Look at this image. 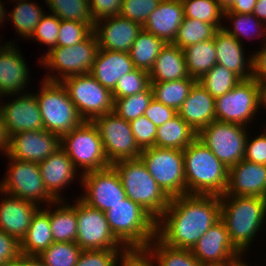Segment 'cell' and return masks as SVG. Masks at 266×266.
<instances>
[{
	"label": "cell",
	"mask_w": 266,
	"mask_h": 266,
	"mask_svg": "<svg viewBox=\"0 0 266 266\" xmlns=\"http://www.w3.org/2000/svg\"><path fill=\"white\" fill-rule=\"evenodd\" d=\"M21 256L20 242L10 234L0 230V266H5Z\"/></svg>",
	"instance_id": "cell-52"
},
{
	"label": "cell",
	"mask_w": 266,
	"mask_h": 266,
	"mask_svg": "<svg viewBox=\"0 0 266 266\" xmlns=\"http://www.w3.org/2000/svg\"><path fill=\"white\" fill-rule=\"evenodd\" d=\"M224 17L226 20L228 19L232 21L233 30L225 25H223L222 28L229 35H232L233 37H235L239 42L243 40L242 39L243 37L251 39L253 37L258 36L261 38L262 35H265L262 37L263 41L265 38V41L263 42V44L266 42V25L264 22L260 21L253 13L252 14H240L236 12H224Z\"/></svg>",
	"instance_id": "cell-40"
},
{
	"label": "cell",
	"mask_w": 266,
	"mask_h": 266,
	"mask_svg": "<svg viewBox=\"0 0 266 266\" xmlns=\"http://www.w3.org/2000/svg\"><path fill=\"white\" fill-rule=\"evenodd\" d=\"M9 159L6 177L0 183V191L13 197L33 202L52 204L56 199L47 191L41 177L39 163Z\"/></svg>",
	"instance_id": "cell-11"
},
{
	"label": "cell",
	"mask_w": 266,
	"mask_h": 266,
	"mask_svg": "<svg viewBox=\"0 0 266 266\" xmlns=\"http://www.w3.org/2000/svg\"><path fill=\"white\" fill-rule=\"evenodd\" d=\"M177 114L178 113L174 108L166 106L156 101L154 98L144 112V116L149 118L156 127L163 125Z\"/></svg>",
	"instance_id": "cell-54"
},
{
	"label": "cell",
	"mask_w": 266,
	"mask_h": 266,
	"mask_svg": "<svg viewBox=\"0 0 266 266\" xmlns=\"http://www.w3.org/2000/svg\"><path fill=\"white\" fill-rule=\"evenodd\" d=\"M53 242L49 215L40 208L33 216L27 233L20 242L21 255L37 256Z\"/></svg>",
	"instance_id": "cell-31"
},
{
	"label": "cell",
	"mask_w": 266,
	"mask_h": 266,
	"mask_svg": "<svg viewBox=\"0 0 266 266\" xmlns=\"http://www.w3.org/2000/svg\"><path fill=\"white\" fill-rule=\"evenodd\" d=\"M196 82L189 76L169 82H150V86L156 101L178 111Z\"/></svg>",
	"instance_id": "cell-36"
},
{
	"label": "cell",
	"mask_w": 266,
	"mask_h": 266,
	"mask_svg": "<svg viewBox=\"0 0 266 266\" xmlns=\"http://www.w3.org/2000/svg\"><path fill=\"white\" fill-rule=\"evenodd\" d=\"M191 252L202 265H222L243 258L232 244L221 219L198 239Z\"/></svg>",
	"instance_id": "cell-18"
},
{
	"label": "cell",
	"mask_w": 266,
	"mask_h": 266,
	"mask_svg": "<svg viewBox=\"0 0 266 266\" xmlns=\"http://www.w3.org/2000/svg\"><path fill=\"white\" fill-rule=\"evenodd\" d=\"M113 100V112L130 122L144 115L145 110L153 100V91L151 86H149L140 93L122 98H113Z\"/></svg>",
	"instance_id": "cell-44"
},
{
	"label": "cell",
	"mask_w": 266,
	"mask_h": 266,
	"mask_svg": "<svg viewBox=\"0 0 266 266\" xmlns=\"http://www.w3.org/2000/svg\"><path fill=\"white\" fill-rule=\"evenodd\" d=\"M34 93L45 130L60 138L84 122L61 82L43 80Z\"/></svg>",
	"instance_id": "cell-6"
},
{
	"label": "cell",
	"mask_w": 266,
	"mask_h": 266,
	"mask_svg": "<svg viewBox=\"0 0 266 266\" xmlns=\"http://www.w3.org/2000/svg\"><path fill=\"white\" fill-rule=\"evenodd\" d=\"M184 18L181 0H161L157 8L148 16L143 29L166 43H172Z\"/></svg>",
	"instance_id": "cell-26"
},
{
	"label": "cell",
	"mask_w": 266,
	"mask_h": 266,
	"mask_svg": "<svg viewBox=\"0 0 266 266\" xmlns=\"http://www.w3.org/2000/svg\"><path fill=\"white\" fill-rule=\"evenodd\" d=\"M154 262V266H203L191 250L171 248L156 237L144 249Z\"/></svg>",
	"instance_id": "cell-35"
},
{
	"label": "cell",
	"mask_w": 266,
	"mask_h": 266,
	"mask_svg": "<svg viewBox=\"0 0 266 266\" xmlns=\"http://www.w3.org/2000/svg\"><path fill=\"white\" fill-rule=\"evenodd\" d=\"M5 266H28V256H21L17 260L9 262Z\"/></svg>",
	"instance_id": "cell-60"
},
{
	"label": "cell",
	"mask_w": 266,
	"mask_h": 266,
	"mask_svg": "<svg viewBox=\"0 0 266 266\" xmlns=\"http://www.w3.org/2000/svg\"><path fill=\"white\" fill-rule=\"evenodd\" d=\"M105 215L112 233L129 251L144 250L156 237V220L128 197Z\"/></svg>",
	"instance_id": "cell-4"
},
{
	"label": "cell",
	"mask_w": 266,
	"mask_h": 266,
	"mask_svg": "<svg viewBox=\"0 0 266 266\" xmlns=\"http://www.w3.org/2000/svg\"><path fill=\"white\" fill-rule=\"evenodd\" d=\"M61 147L60 137L45 129L23 131L9 137L6 156L21 161L40 163Z\"/></svg>",
	"instance_id": "cell-17"
},
{
	"label": "cell",
	"mask_w": 266,
	"mask_h": 266,
	"mask_svg": "<svg viewBox=\"0 0 266 266\" xmlns=\"http://www.w3.org/2000/svg\"><path fill=\"white\" fill-rule=\"evenodd\" d=\"M150 86L149 72L135 68L123 75L112 91L113 98H122L140 93Z\"/></svg>",
	"instance_id": "cell-45"
},
{
	"label": "cell",
	"mask_w": 266,
	"mask_h": 266,
	"mask_svg": "<svg viewBox=\"0 0 266 266\" xmlns=\"http://www.w3.org/2000/svg\"><path fill=\"white\" fill-rule=\"evenodd\" d=\"M111 166L120 177L126 197L157 220L168 207L170 198L158 186L142 160H120Z\"/></svg>",
	"instance_id": "cell-5"
},
{
	"label": "cell",
	"mask_w": 266,
	"mask_h": 266,
	"mask_svg": "<svg viewBox=\"0 0 266 266\" xmlns=\"http://www.w3.org/2000/svg\"><path fill=\"white\" fill-rule=\"evenodd\" d=\"M123 0H89L94 22L120 14Z\"/></svg>",
	"instance_id": "cell-53"
},
{
	"label": "cell",
	"mask_w": 266,
	"mask_h": 266,
	"mask_svg": "<svg viewBox=\"0 0 266 266\" xmlns=\"http://www.w3.org/2000/svg\"><path fill=\"white\" fill-rule=\"evenodd\" d=\"M247 127L213 121L197 133V138L227 167L231 168L244 159Z\"/></svg>",
	"instance_id": "cell-13"
},
{
	"label": "cell",
	"mask_w": 266,
	"mask_h": 266,
	"mask_svg": "<svg viewBox=\"0 0 266 266\" xmlns=\"http://www.w3.org/2000/svg\"><path fill=\"white\" fill-rule=\"evenodd\" d=\"M93 123L99 130L105 155L111 165L120 160L139 158L142 150L135 141L129 122L110 112L96 117Z\"/></svg>",
	"instance_id": "cell-15"
},
{
	"label": "cell",
	"mask_w": 266,
	"mask_h": 266,
	"mask_svg": "<svg viewBox=\"0 0 266 266\" xmlns=\"http://www.w3.org/2000/svg\"><path fill=\"white\" fill-rule=\"evenodd\" d=\"M93 30L85 23L61 19L57 47L76 45L84 41Z\"/></svg>",
	"instance_id": "cell-47"
},
{
	"label": "cell",
	"mask_w": 266,
	"mask_h": 266,
	"mask_svg": "<svg viewBox=\"0 0 266 266\" xmlns=\"http://www.w3.org/2000/svg\"><path fill=\"white\" fill-rule=\"evenodd\" d=\"M260 108L261 85L254 78L240 81L231 91L215 99L216 120L220 122L247 127Z\"/></svg>",
	"instance_id": "cell-10"
},
{
	"label": "cell",
	"mask_w": 266,
	"mask_h": 266,
	"mask_svg": "<svg viewBox=\"0 0 266 266\" xmlns=\"http://www.w3.org/2000/svg\"><path fill=\"white\" fill-rule=\"evenodd\" d=\"M68 201L56 200L52 204L56 205V209L43 208L49 215L50 227L54 242H76L77 238V217H76V201L70 205ZM51 205V207H50Z\"/></svg>",
	"instance_id": "cell-30"
},
{
	"label": "cell",
	"mask_w": 266,
	"mask_h": 266,
	"mask_svg": "<svg viewBox=\"0 0 266 266\" xmlns=\"http://www.w3.org/2000/svg\"><path fill=\"white\" fill-rule=\"evenodd\" d=\"M188 77L183 49L166 43L149 71L150 82H169Z\"/></svg>",
	"instance_id": "cell-29"
},
{
	"label": "cell",
	"mask_w": 266,
	"mask_h": 266,
	"mask_svg": "<svg viewBox=\"0 0 266 266\" xmlns=\"http://www.w3.org/2000/svg\"><path fill=\"white\" fill-rule=\"evenodd\" d=\"M9 147V136L7 134L4 119L0 110V153L1 151L6 154Z\"/></svg>",
	"instance_id": "cell-58"
},
{
	"label": "cell",
	"mask_w": 266,
	"mask_h": 266,
	"mask_svg": "<svg viewBox=\"0 0 266 266\" xmlns=\"http://www.w3.org/2000/svg\"><path fill=\"white\" fill-rule=\"evenodd\" d=\"M245 262L243 261V258H239L231 263H226L222 265H203V266H242Z\"/></svg>",
	"instance_id": "cell-62"
},
{
	"label": "cell",
	"mask_w": 266,
	"mask_h": 266,
	"mask_svg": "<svg viewBox=\"0 0 266 266\" xmlns=\"http://www.w3.org/2000/svg\"><path fill=\"white\" fill-rule=\"evenodd\" d=\"M213 40L217 64L231 70L242 80L252 78V54L245 59L242 42L229 35L223 28L215 32Z\"/></svg>",
	"instance_id": "cell-25"
},
{
	"label": "cell",
	"mask_w": 266,
	"mask_h": 266,
	"mask_svg": "<svg viewBox=\"0 0 266 266\" xmlns=\"http://www.w3.org/2000/svg\"><path fill=\"white\" fill-rule=\"evenodd\" d=\"M181 1L184 7V17L198 19L200 21L213 24L217 29H222L224 9L216 0Z\"/></svg>",
	"instance_id": "cell-42"
},
{
	"label": "cell",
	"mask_w": 266,
	"mask_h": 266,
	"mask_svg": "<svg viewBox=\"0 0 266 266\" xmlns=\"http://www.w3.org/2000/svg\"><path fill=\"white\" fill-rule=\"evenodd\" d=\"M84 121L113 112L112 92L91 74L74 75L60 81Z\"/></svg>",
	"instance_id": "cell-12"
},
{
	"label": "cell",
	"mask_w": 266,
	"mask_h": 266,
	"mask_svg": "<svg viewBox=\"0 0 266 266\" xmlns=\"http://www.w3.org/2000/svg\"><path fill=\"white\" fill-rule=\"evenodd\" d=\"M177 113L198 133L216 120L215 98L197 81Z\"/></svg>",
	"instance_id": "cell-27"
},
{
	"label": "cell",
	"mask_w": 266,
	"mask_h": 266,
	"mask_svg": "<svg viewBox=\"0 0 266 266\" xmlns=\"http://www.w3.org/2000/svg\"><path fill=\"white\" fill-rule=\"evenodd\" d=\"M139 158L170 199L186 194L183 150L153 146L142 150Z\"/></svg>",
	"instance_id": "cell-9"
},
{
	"label": "cell",
	"mask_w": 266,
	"mask_h": 266,
	"mask_svg": "<svg viewBox=\"0 0 266 266\" xmlns=\"http://www.w3.org/2000/svg\"><path fill=\"white\" fill-rule=\"evenodd\" d=\"M61 19L54 14L48 12L42 17L38 25L35 27L34 33L30 38L32 40L45 44L48 46V52L57 47V39L59 35Z\"/></svg>",
	"instance_id": "cell-48"
},
{
	"label": "cell",
	"mask_w": 266,
	"mask_h": 266,
	"mask_svg": "<svg viewBox=\"0 0 266 266\" xmlns=\"http://www.w3.org/2000/svg\"><path fill=\"white\" fill-rule=\"evenodd\" d=\"M165 44L163 39L142 29L128 52L134 67L149 72Z\"/></svg>",
	"instance_id": "cell-34"
},
{
	"label": "cell",
	"mask_w": 266,
	"mask_h": 266,
	"mask_svg": "<svg viewBox=\"0 0 266 266\" xmlns=\"http://www.w3.org/2000/svg\"><path fill=\"white\" fill-rule=\"evenodd\" d=\"M257 0H234L224 12L252 14Z\"/></svg>",
	"instance_id": "cell-57"
},
{
	"label": "cell",
	"mask_w": 266,
	"mask_h": 266,
	"mask_svg": "<svg viewBox=\"0 0 266 266\" xmlns=\"http://www.w3.org/2000/svg\"><path fill=\"white\" fill-rule=\"evenodd\" d=\"M135 141L141 150L155 146L157 127L144 115L129 122Z\"/></svg>",
	"instance_id": "cell-50"
},
{
	"label": "cell",
	"mask_w": 266,
	"mask_h": 266,
	"mask_svg": "<svg viewBox=\"0 0 266 266\" xmlns=\"http://www.w3.org/2000/svg\"><path fill=\"white\" fill-rule=\"evenodd\" d=\"M3 7H4V5L2 4V2L0 0V24H1V22L4 23L5 20L8 19V14H6L7 11Z\"/></svg>",
	"instance_id": "cell-63"
},
{
	"label": "cell",
	"mask_w": 266,
	"mask_h": 266,
	"mask_svg": "<svg viewBox=\"0 0 266 266\" xmlns=\"http://www.w3.org/2000/svg\"><path fill=\"white\" fill-rule=\"evenodd\" d=\"M143 26L120 15L100 19L93 32L99 49L128 53Z\"/></svg>",
	"instance_id": "cell-19"
},
{
	"label": "cell",
	"mask_w": 266,
	"mask_h": 266,
	"mask_svg": "<svg viewBox=\"0 0 266 266\" xmlns=\"http://www.w3.org/2000/svg\"><path fill=\"white\" fill-rule=\"evenodd\" d=\"M217 30L213 24L184 17L172 44L184 49L189 45L213 39Z\"/></svg>",
	"instance_id": "cell-39"
},
{
	"label": "cell",
	"mask_w": 266,
	"mask_h": 266,
	"mask_svg": "<svg viewBox=\"0 0 266 266\" xmlns=\"http://www.w3.org/2000/svg\"><path fill=\"white\" fill-rule=\"evenodd\" d=\"M196 137L197 132L177 114L157 127L155 147L184 150Z\"/></svg>",
	"instance_id": "cell-32"
},
{
	"label": "cell",
	"mask_w": 266,
	"mask_h": 266,
	"mask_svg": "<svg viewBox=\"0 0 266 266\" xmlns=\"http://www.w3.org/2000/svg\"><path fill=\"white\" fill-rule=\"evenodd\" d=\"M44 3L60 19L79 21L94 29L89 0H44Z\"/></svg>",
	"instance_id": "cell-38"
},
{
	"label": "cell",
	"mask_w": 266,
	"mask_h": 266,
	"mask_svg": "<svg viewBox=\"0 0 266 266\" xmlns=\"http://www.w3.org/2000/svg\"><path fill=\"white\" fill-rule=\"evenodd\" d=\"M264 129V133L261 135L258 134V136H256V138L254 137L252 140L247 136L245 143V160L266 165V127Z\"/></svg>",
	"instance_id": "cell-51"
},
{
	"label": "cell",
	"mask_w": 266,
	"mask_h": 266,
	"mask_svg": "<svg viewBox=\"0 0 266 266\" xmlns=\"http://www.w3.org/2000/svg\"><path fill=\"white\" fill-rule=\"evenodd\" d=\"M242 79L226 67L216 64L198 82L215 99L231 91Z\"/></svg>",
	"instance_id": "cell-41"
},
{
	"label": "cell",
	"mask_w": 266,
	"mask_h": 266,
	"mask_svg": "<svg viewBox=\"0 0 266 266\" xmlns=\"http://www.w3.org/2000/svg\"><path fill=\"white\" fill-rule=\"evenodd\" d=\"M266 108V84L261 85V107Z\"/></svg>",
	"instance_id": "cell-64"
},
{
	"label": "cell",
	"mask_w": 266,
	"mask_h": 266,
	"mask_svg": "<svg viewBox=\"0 0 266 266\" xmlns=\"http://www.w3.org/2000/svg\"><path fill=\"white\" fill-rule=\"evenodd\" d=\"M252 55V78L260 85L266 84V43Z\"/></svg>",
	"instance_id": "cell-55"
},
{
	"label": "cell",
	"mask_w": 266,
	"mask_h": 266,
	"mask_svg": "<svg viewBox=\"0 0 266 266\" xmlns=\"http://www.w3.org/2000/svg\"><path fill=\"white\" fill-rule=\"evenodd\" d=\"M10 100L12 101L3 104L0 100V110L9 137L23 131L44 129L38 102L33 93H22L15 100Z\"/></svg>",
	"instance_id": "cell-20"
},
{
	"label": "cell",
	"mask_w": 266,
	"mask_h": 266,
	"mask_svg": "<svg viewBox=\"0 0 266 266\" xmlns=\"http://www.w3.org/2000/svg\"><path fill=\"white\" fill-rule=\"evenodd\" d=\"M220 219V196L184 194L173 197L156 220V238L168 247L191 250Z\"/></svg>",
	"instance_id": "cell-1"
},
{
	"label": "cell",
	"mask_w": 266,
	"mask_h": 266,
	"mask_svg": "<svg viewBox=\"0 0 266 266\" xmlns=\"http://www.w3.org/2000/svg\"><path fill=\"white\" fill-rule=\"evenodd\" d=\"M98 50L99 46L94 32L76 45L52 48L39 58L41 65L52 70L51 73L54 71L52 75L51 73L45 75L44 80L60 82L70 76L90 74Z\"/></svg>",
	"instance_id": "cell-8"
},
{
	"label": "cell",
	"mask_w": 266,
	"mask_h": 266,
	"mask_svg": "<svg viewBox=\"0 0 266 266\" xmlns=\"http://www.w3.org/2000/svg\"><path fill=\"white\" fill-rule=\"evenodd\" d=\"M134 69L129 53L99 49L90 74L112 92L119 79Z\"/></svg>",
	"instance_id": "cell-28"
},
{
	"label": "cell",
	"mask_w": 266,
	"mask_h": 266,
	"mask_svg": "<svg viewBox=\"0 0 266 266\" xmlns=\"http://www.w3.org/2000/svg\"><path fill=\"white\" fill-rule=\"evenodd\" d=\"M41 177L47 191L56 199L63 200L61 191L78 176L76 167L66 152L60 147L39 163Z\"/></svg>",
	"instance_id": "cell-24"
},
{
	"label": "cell",
	"mask_w": 266,
	"mask_h": 266,
	"mask_svg": "<svg viewBox=\"0 0 266 266\" xmlns=\"http://www.w3.org/2000/svg\"><path fill=\"white\" fill-rule=\"evenodd\" d=\"M61 148L66 152L81 175L103 170L111 166L108 161L101 136L93 121H84L81 125L60 138Z\"/></svg>",
	"instance_id": "cell-7"
},
{
	"label": "cell",
	"mask_w": 266,
	"mask_h": 266,
	"mask_svg": "<svg viewBox=\"0 0 266 266\" xmlns=\"http://www.w3.org/2000/svg\"><path fill=\"white\" fill-rule=\"evenodd\" d=\"M221 220L234 247L244 256L266 218V198L221 195Z\"/></svg>",
	"instance_id": "cell-2"
},
{
	"label": "cell",
	"mask_w": 266,
	"mask_h": 266,
	"mask_svg": "<svg viewBox=\"0 0 266 266\" xmlns=\"http://www.w3.org/2000/svg\"><path fill=\"white\" fill-rule=\"evenodd\" d=\"M128 249L83 250L75 266H118Z\"/></svg>",
	"instance_id": "cell-46"
},
{
	"label": "cell",
	"mask_w": 266,
	"mask_h": 266,
	"mask_svg": "<svg viewBox=\"0 0 266 266\" xmlns=\"http://www.w3.org/2000/svg\"><path fill=\"white\" fill-rule=\"evenodd\" d=\"M12 1L16 2V7L14 6L13 11L8 13V20L11 19V24L13 23L18 35L30 39L46 11L36 3L27 2L29 0Z\"/></svg>",
	"instance_id": "cell-37"
},
{
	"label": "cell",
	"mask_w": 266,
	"mask_h": 266,
	"mask_svg": "<svg viewBox=\"0 0 266 266\" xmlns=\"http://www.w3.org/2000/svg\"><path fill=\"white\" fill-rule=\"evenodd\" d=\"M161 0H123L120 16L144 25Z\"/></svg>",
	"instance_id": "cell-49"
},
{
	"label": "cell",
	"mask_w": 266,
	"mask_h": 266,
	"mask_svg": "<svg viewBox=\"0 0 266 266\" xmlns=\"http://www.w3.org/2000/svg\"><path fill=\"white\" fill-rule=\"evenodd\" d=\"M80 184L85 190L79 198L102 212H106L126 198L120 177L112 166L81 175Z\"/></svg>",
	"instance_id": "cell-16"
},
{
	"label": "cell",
	"mask_w": 266,
	"mask_h": 266,
	"mask_svg": "<svg viewBox=\"0 0 266 266\" xmlns=\"http://www.w3.org/2000/svg\"><path fill=\"white\" fill-rule=\"evenodd\" d=\"M242 266H250V265L245 262Z\"/></svg>",
	"instance_id": "cell-66"
},
{
	"label": "cell",
	"mask_w": 266,
	"mask_h": 266,
	"mask_svg": "<svg viewBox=\"0 0 266 266\" xmlns=\"http://www.w3.org/2000/svg\"><path fill=\"white\" fill-rule=\"evenodd\" d=\"M0 201V230L10 234L19 242L25 237L33 216L41 208L39 205L2 193Z\"/></svg>",
	"instance_id": "cell-23"
},
{
	"label": "cell",
	"mask_w": 266,
	"mask_h": 266,
	"mask_svg": "<svg viewBox=\"0 0 266 266\" xmlns=\"http://www.w3.org/2000/svg\"><path fill=\"white\" fill-rule=\"evenodd\" d=\"M187 72L191 78L200 80L217 64L214 40L201 41L183 49Z\"/></svg>",
	"instance_id": "cell-33"
},
{
	"label": "cell",
	"mask_w": 266,
	"mask_h": 266,
	"mask_svg": "<svg viewBox=\"0 0 266 266\" xmlns=\"http://www.w3.org/2000/svg\"><path fill=\"white\" fill-rule=\"evenodd\" d=\"M77 238L82 250L127 249L112 233L105 212L76 198Z\"/></svg>",
	"instance_id": "cell-14"
},
{
	"label": "cell",
	"mask_w": 266,
	"mask_h": 266,
	"mask_svg": "<svg viewBox=\"0 0 266 266\" xmlns=\"http://www.w3.org/2000/svg\"><path fill=\"white\" fill-rule=\"evenodd\" d=\"M119 266H154L144 250H130L121 259Z\"/></svg>",
	"instance_id": "cell-56"
},
{
	"label": "cell",
	"mask_w": 266,
	"mask_h": 266,
	"mask_svg": "<svg viewBox=\"0 0 266 266\" xmlns=\"http://www.w3.org/2000/svg\"><path fill=\"white\" fill-rule=\"evenodd\" d=\"M186 194L225 193L229 168L197 137L183 150Z\"/></svg>",
	"instance_id": "cell-3"
},
{
	"label": "cell",
	"mask_w": 266,
	"mask_h": 266,
	"mask_svg": "<svg viewBox=\"0 0 266 266\" xmlns=\"http://www.w3.org/2000/svg\"><path fill=\"white\" fill-rule=\"evenodd\" d=\"M216 1L224 10H226L234 2V0H216Z\"/></svg>",
	"instance_id": "cell-65"
},
{
	"label": "cell",
	"mask_w": 266,
	"mask_h": 266,
	"mask_svg": "<svg viewBox=\"0 0 266 266\" xmlns=\"http://www.w3.org/2000/svg\"><path fill=\"white\" fill-rule=\"evenodd\" d=\"M223 195L266 198V165L243 159L229 168L228 185Z\"/></svg>",
	"instance_id": "cell-21"
},
{
	"label": "cell",
	"mask_w": 266,
	"mask_h": 266,
	"mask_svg": "<svg viewBox=\"0 0 266 266\" xmlns=\"http://www.w3.org/2000/svg\"><path fill=\"white\" fill-rule=\"evenodd\" d=\"M82 251L76 242H53L37 257L46 266H75Z\"/></svg>",
	"instance_id": "cell-43"
},
{
	"label": "cell",
	"mask_w": 266,
	"mask_h": 266,
	"mask_svg": "<svg viewBox=\"0 0 266 266\" xmlns=\"http://www.w3.org/2000/svg\"><path fill=\"white\" fill-rule=\"evenodd\" d=\"M13 42H8L0 50V97L20 95L26 93V83L28 82L29 69ZM21 92V93H20ZM13 94V95H12Z\"/></svg>",
	"instance_id": "cell-22"
},
{
	"label": "cell",
	"mask_w": 266,
	"mask_h": 266,
	"mask_svg": "<svg viewBox=\"0 0 266 266\" xmlns=\"http://www.w3.org/2000/svg\"><path fill=\"white\" fill-rule=\"evenodd\" d=\"M253 14L266 24V0H257Z\"/></svg>",
	"instance_id": "cell-59"
},
{
	"label": "cell",
	"mask_w": 266,
	"mask_h": 266,
	"mask_svg": "<svg viewBox=\"0 0 266 266\" xmlns=\"http://www.w3.org/2000/svg\"><path fill=\"white\" fill-rule=\"evenodd\" d=\"M28 266H46L37 256H28Z\"/></svg>",
	"instance_id": "cell-61"
}]
</instances>
